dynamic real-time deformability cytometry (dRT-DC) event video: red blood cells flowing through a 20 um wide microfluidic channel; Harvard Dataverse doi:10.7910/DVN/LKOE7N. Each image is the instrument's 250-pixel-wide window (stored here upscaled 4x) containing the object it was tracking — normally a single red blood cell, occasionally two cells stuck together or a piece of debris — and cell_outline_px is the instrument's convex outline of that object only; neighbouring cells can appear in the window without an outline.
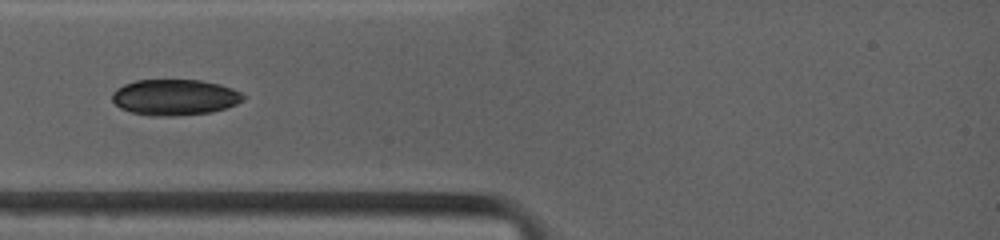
{"species": "common noctule bat (a hibernating species)", "species_latin": "Nyctalus noctula", "temperature_condition": "warm", "stored_images_in_passage": 30, "camera_frame_rate_fps": 4500, "um_per_image_px": 0.085, "animal": {"sex": "female", "body_mass_g": 19.0, "forearm_length_mm": 53.3}, "frame": {"image": 1, "passage_image": 1, "time_ms": 0.0, "image_size_px": [1000, 240], "cell_outline_px": [[244, 100], [236, 104], [212, 112], [168, 116], [152, 116], [132, 112], [120, 108], [112, 100], [112, 92], [116, 88], [124, 84], [136, 80], [200, 80], [220, 84], [232, 88], [240, 92], [244, 96]], "centroid_in_image_um": [14.84, 8.26], "position_along_channel_um": 70.2, "area_um2": 27.4}}
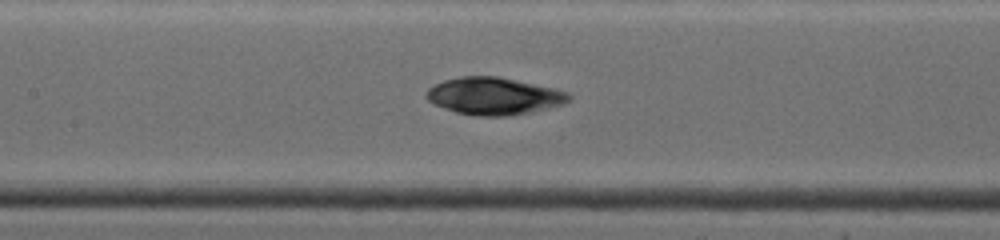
{"frame": {"image": 2, "passage_image": 14, "time_ms": 2.444, "image_size_px": [1000, 240], "cell_outline_px": [[572, 96], [564, 104], [528, 112], [508, 116], [476, 116], [456, 112], [432, 104], [424, 96], [428, 88], [432, 84], [444, 80], [460, 76], [496, 76], [556, 88], [568, 92]], "centroid_in_image_um": [41.94, 8.16], "position_along_channel_um": 165.5, "area_um2": 31.04}}
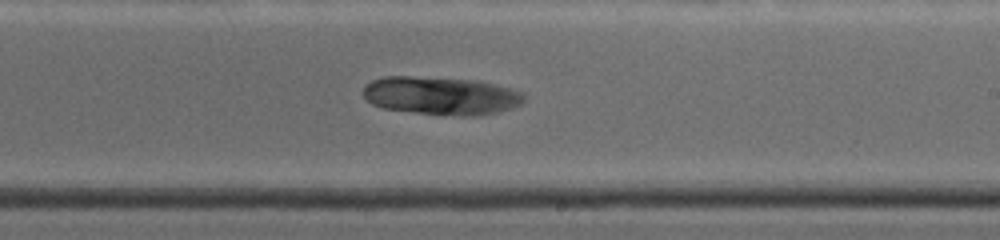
{"frame": {"image": 3, "passage_image": 26, "time_ms": 4.667, "image_size_px": [1000, 240], "cell_outline_px": [[524, 100], [520, 104], [512, 108], [500, 112], [480, 116], [460, 116], [416, 112], [384, 108], [372, 104], [364, 96], [364, 84], [372, 80], [384, 76], [408, 76], [476, 80], [524, 92]], "centroid_in_image_um": [37.5, 8.14], "position_along_channel_um": 251.5, "area_um2": 35.66}}